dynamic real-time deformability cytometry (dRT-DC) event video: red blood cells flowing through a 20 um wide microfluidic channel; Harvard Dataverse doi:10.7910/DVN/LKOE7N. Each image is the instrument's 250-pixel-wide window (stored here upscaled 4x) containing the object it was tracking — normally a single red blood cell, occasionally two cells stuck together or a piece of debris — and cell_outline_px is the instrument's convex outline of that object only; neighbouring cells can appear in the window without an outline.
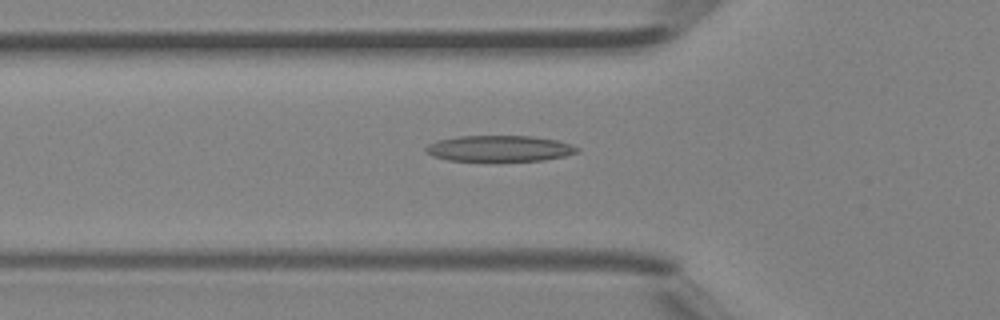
{"species": "Egyptian fruit bat (a non-hibernating species)", "species_latin": "Rousettus aegyptiacus", "temperature_condition": "room temperature", "stored_images_in_passage": 44, "camera_frame_rate_fps": 3000, "um_per_image_px": 0.085, "animal": {"sex": "female"}, "frame": {"image": 1, "passage_image": 15, "time_ms": 4.667, "image_size_px": [1000, 320], "cell_outline_px": [[580, 152], [564, 156], [544, 160], [500, 164], [496, 164], [448, 160], [432, 156], [424, 152], [424, 148], [428, 144], [436, 140], [460, 136], [532, 136], [556, 140], [572, 144], [580, 148]], "centroid_in_image_um": [42.43, 12.68], "position_along_channel_um": 83.4, "area_um2": 24.33}}
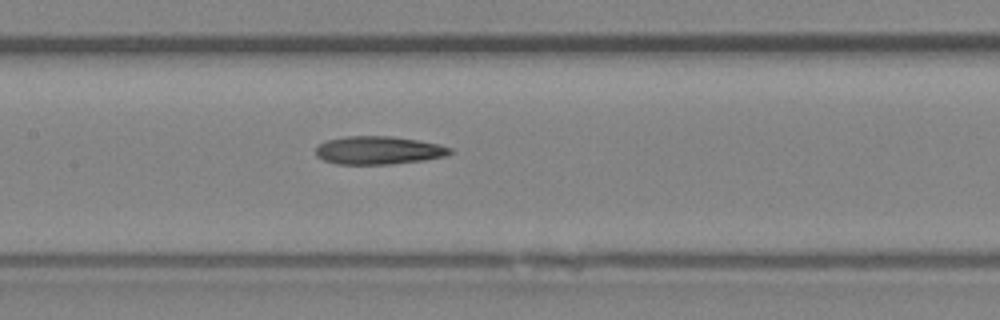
{"frame": {"image": 2, "passage_image": 21, "time_ms": 6.667, "image_size_px": [1000, 320], "cell_outline_px": [[452, 152], [444, 156], [424, 160], [388, 164], [336, 164], [324, 160], [316, 156], [316, 148], [320, 144], [328, 140], [344, 136], [392, 136], [440, 144], [452, 148]], "centroid_in_image_um": [32.17, 12.77], "position_along_channel_um": 175.2, "area_um2": 21.91}}
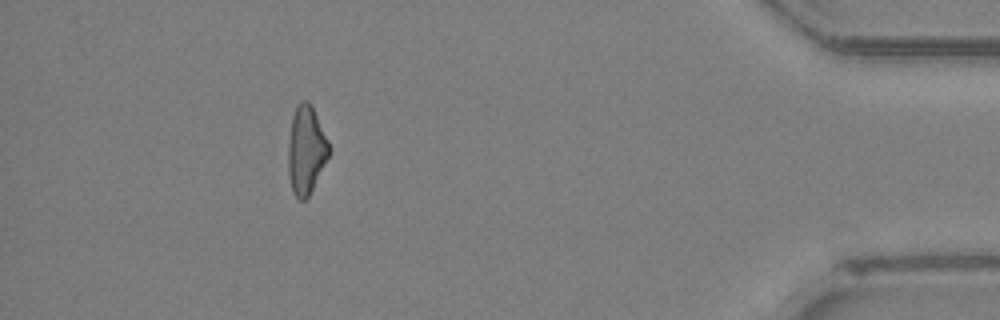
{"frame": {"image": 3, "passage_image": 40, "time_ms": 13.0, "image_size_px": [1000, 320], "cell_outline_px": [[332, 148], [308, 196], [304, 200], [300, 200], [292, 192], [288, 172], [288, 140], [292, 116], [300, 100], [308, 100], [312, 104]], "centroid_in_image_um": [26.01, 12.7], "position_along_channel_um": 409.2, "area_um2": 21.04}, "authors_computed_cell_mechanics": {"area_um2": 21.9062, "velocity_mm_per_s": 4.5914, "shape_relaxation_time_tau1_ms": 10.1537, "shape_relaxation_time_tau2_ms": 9.2683, "deformation_change_tau1": 0.2297, "deformation_change_tau2": 0.2802}}